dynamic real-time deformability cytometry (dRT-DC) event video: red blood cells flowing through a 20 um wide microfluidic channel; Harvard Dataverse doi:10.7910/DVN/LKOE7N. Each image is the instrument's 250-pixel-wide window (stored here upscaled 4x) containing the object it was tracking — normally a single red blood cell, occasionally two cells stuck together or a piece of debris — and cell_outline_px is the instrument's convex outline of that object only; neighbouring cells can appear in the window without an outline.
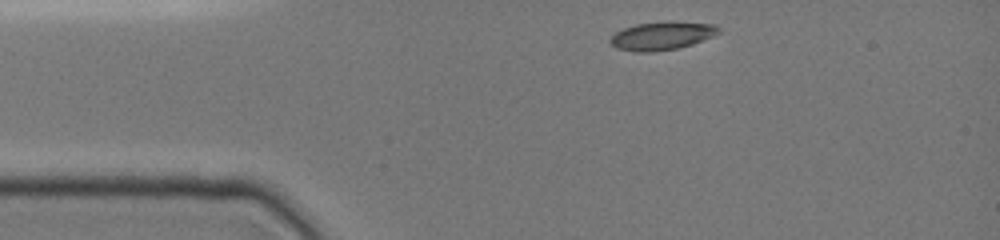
{"species": "common noctule bat (a hibernating species)", "species_latin": "Nyctalus noctula", "temperature_condition": "cold", "stored_images_in_passage": 36, "camera_frame_rate_fps": 3000, "um_per_image_px": 0.085, "animal": {"sex": "female", "body_mass_g": 19.0, "forearm_length_mm": 51.5}, "frame": {"image": 1, "passage_image": 1, "time_ms": 0.0, "image_size_px": [1000, 240], "cell_outline_px": [[720, 32], [712, 36], [692, 44], [676, 48], [652, 52], [636, 52], [616, 48], [608, 40], [616, 32], [624, 28], [636, 24], [668, 20], [672, 20], [716, 24], [720, 28]], "centroid_in_image_um": [56.28, 3.02], "position_along_channel_um": 28.7, "area_um2": 18.03}}
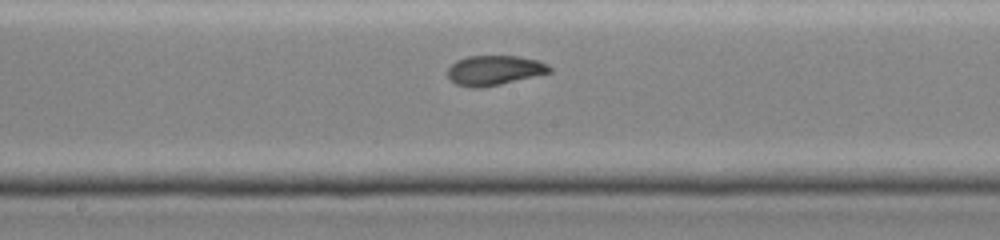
{"frame": {"image": 2, "passage_image": 20, "time_ms": 5.667, "image_size_px": [1000, 240], "cell_outline_px": [[552, 72], [500, 84], [480, 88], [472, 88], [456, 84], [448, 80], [448, 68], [456, 60], [468, 56], [516, 56], [540, 60], [548, 64], [552, 68]], "centroid_in_image_um": [42.02, 5.97], "position_along_channel_um": 206.2, "area_um2": 17.8}}
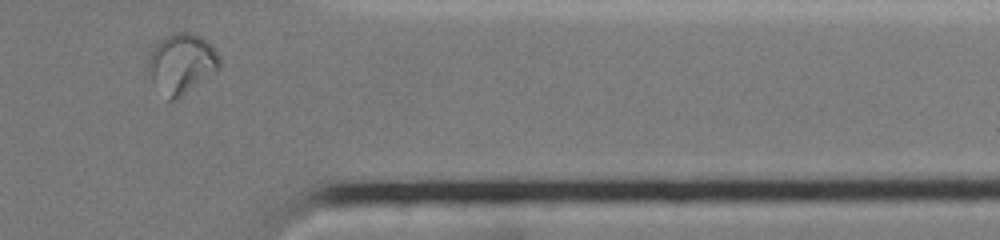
{"frame": {"image": 3, "passage_image": 36, "time_ms": 10.667, "image_size_px": [1000, 240], "cell_outline_px": [[220, 68], [176, 100], [168, 100], [152, 80], [148, 68], [148, 56], [152, 48], [164, 36], [176, 32], [188, 32], [200, 36], [212, 44], [220, 56]], "centroid_in_image_um": [15.44, 5.37], "position_along_channel_um": 396.0, "area_um2": 24.85}, "authors_computed_cell_mechanics": {"area_um2": 18.0047, "velocity_mm_per_s": 3.8639, "shape_relaxation_time_tau1_ms": 10.4103, "shape_relaxation_time_tau2_ms": 1.0291, "deformation_change_tau1": 0.306, "deformation_change_tau2": 0.047}}